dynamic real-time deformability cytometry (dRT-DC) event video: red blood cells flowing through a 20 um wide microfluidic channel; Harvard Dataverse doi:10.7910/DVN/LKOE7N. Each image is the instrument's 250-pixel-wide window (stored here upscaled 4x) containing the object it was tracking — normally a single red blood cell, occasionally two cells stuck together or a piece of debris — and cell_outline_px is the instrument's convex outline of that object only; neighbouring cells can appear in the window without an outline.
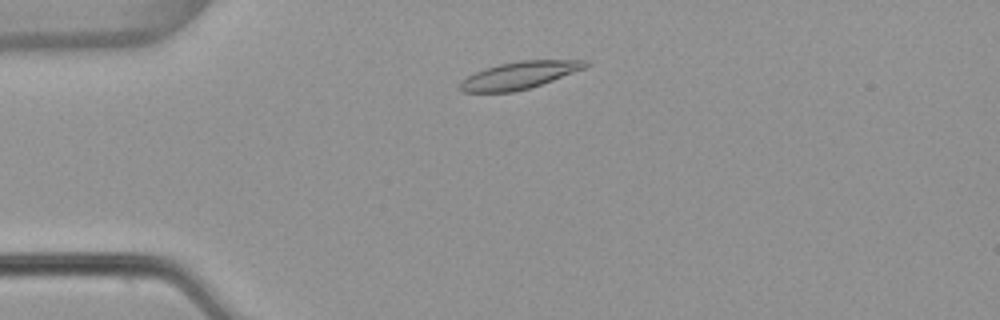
{"species": "common noctule bat (a hibernating species)", "species_latin": "Nyctalus noctula", "temperature_condition": "warm", "stored_images_in_passage": 43, "camera_frame_rate_fps": 3000, "um_per_image_px": 0.085, "animal": {"sex": "female", "body_mass_g": 22.7, "forearm_length_mm": 54.2}, "frame": {"image": 1, "passage_image": 2, "time_ms": 0.333, "image_size_px": [1000, 320], "cell_outline_px": [[592, 64], [584, 68], [552, 80], [528, 88], [512, 92], [460, 92], [460, 80], [484, 68], [500, 64], [520, 60], [588, 60]], "centroid_in_image_um": [44.13, 6.39], "position_along_channel_um": 40.9, "area_um2": 19.77}}
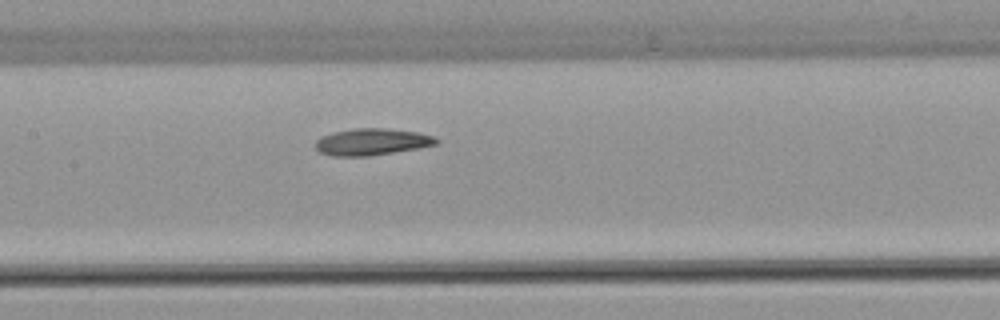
{"frame": {"image": 2, "passage_image": 15, "time_ms": 4.667, "image_size_px": [1000, 320], "cell_outline_px": [[440, 140], [436, 144], [416, 148], [368, 156], [332, 156], [320, 152], [316, 148], [316, 140], [320, 136], [332, 132], [352, 128], [384, 128], [420, 132], [432, 136]], "centroid_in_image_um": [31.57, 12.04], "position_along_channel_um": 175.8, "area_um2": 18.79}}
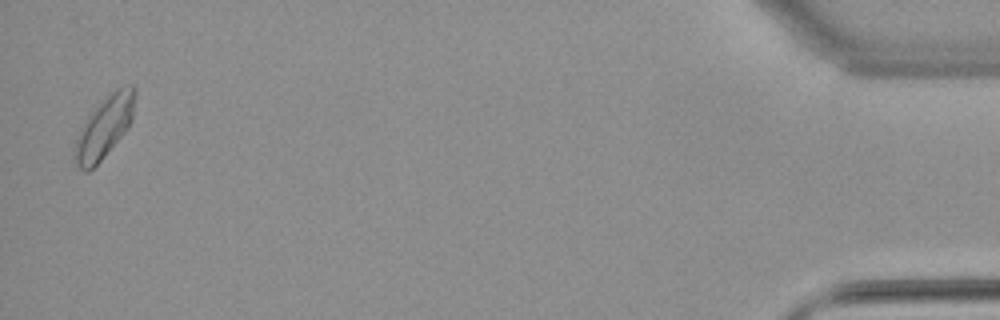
{"frame": {"image": 3, "passage_image": 42, "time_ms": 13.667, "image_size_px": [1000, 320], "cell_outline_px": [[136, 96], [132, 116], [128, 128], [100, 160], [88, 172], [84, 172], [72, 160], [76, 140], [80, 128], [84, 120], [116, 88], [132, 84], [136, 92]], "centroid_in_image_um": [8.85, 10.83], "position_along_channel_um": 426.3, "area_um2": 21.15}, "authors_computed_cell_mechanics": {"area_um2": 18.5538, "velocity_mm_per_s": 3.784, "shape_relaxation_time_tau1_ms": 7.1609, "shape_relaxation_time_tau2_ms": null, "deformation_change_tau1": 0.1527, "deformation_change_tau2": null}}